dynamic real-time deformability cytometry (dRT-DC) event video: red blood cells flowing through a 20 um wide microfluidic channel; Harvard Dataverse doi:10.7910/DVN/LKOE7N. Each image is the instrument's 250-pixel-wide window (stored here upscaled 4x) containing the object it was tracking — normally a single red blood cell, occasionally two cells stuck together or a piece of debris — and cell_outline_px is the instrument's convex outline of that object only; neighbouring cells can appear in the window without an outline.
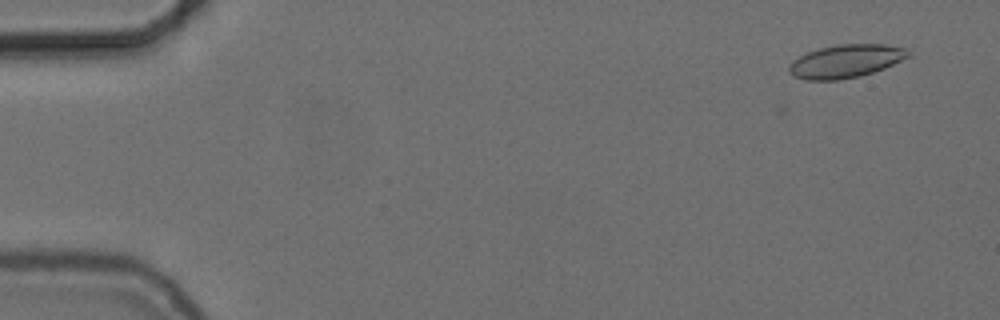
{"species": "common noctule bat (a hibernating species)", "species_latin": "Nyctalus noctula", "temperature_condition": "cold", "stored_images_in_passage": 56, "camera_frame_rate_fps": 3000, "um_per_image_px": 0.085, "animal": {"sex": "female", "body_mass_g": 24.6, "forearm_length_mm": 56.2}, "frame": {"image": 1, "passage_image": 4, "time_ms": 1.0, "image_size_px": [1000, 320], "cell_outline_px": [[912, 56], [884, 68], [860, 76], [840, 80], [804, 80], [788, 72], [788, 68], [792, 60], [808, 52], [820, 48], [840, 44], [884, 44], [908, 48], [912, 52]], "centroid_in_image_um": [71.94, 5.19], "position_along_channel_um": 13.1, "area_um2": 23.18}}
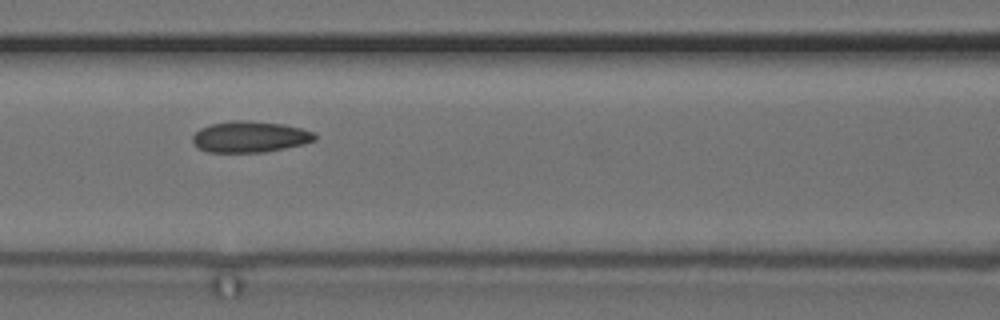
{"frame": {"image": 2, "passage_image": 25, "time_ms": 8.0, "image_size_px": [1000, 320], "cell_outline_px": [[316, 140], [304, 144], [264, 152], [208, 152], [196, 148], [192, 140], [192, 136], [200, 128], [212, 124], [232, 120], [248, 120], [284, 124], [316, 132]], "centroid_in_image_um": [21.24, 11.62], "position_along_channel_um": 145.4, "area_um2": 22.37}}
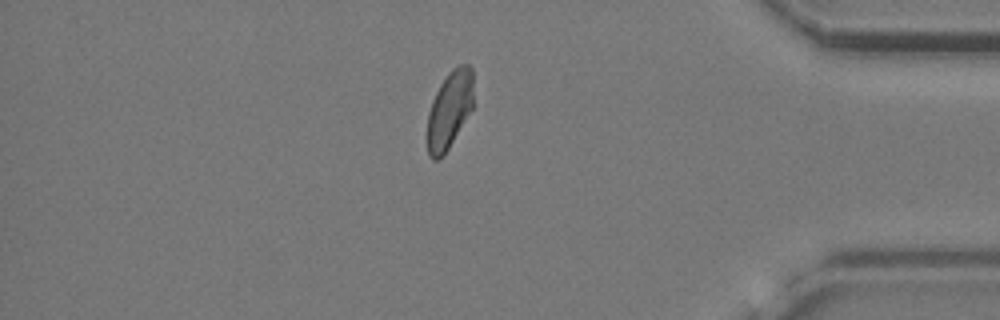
{"frame": {"image": 3, "passage_image": 48, "time_ms": 15.667, "image_size_px": [1000, 320], "cell_outline_px": [[472, 108], [448, 148], [440, 160], [432, 160], [428, 156], [428, 112], [432, 100], [440, 84], [448, 72], [452, 68], [460, 64], [468, 64], [472, 68]], "centroid_in_image_um": [38.19, 9.32], "position_along_channel_um": 397.0, "area_um2": 20.58}, "authors_computed_cell_mechanics": {"area_um2": 22.0796, "velocity_mm_per_s": 3.6984, "shape_relaxation_time_tau1_ms": 4.6709, "shape_relaxation_time_tau2_ms": 2.1024, "deformation_change_tau1": 0.1039, "deformation_change_tau2": 0.0671}}